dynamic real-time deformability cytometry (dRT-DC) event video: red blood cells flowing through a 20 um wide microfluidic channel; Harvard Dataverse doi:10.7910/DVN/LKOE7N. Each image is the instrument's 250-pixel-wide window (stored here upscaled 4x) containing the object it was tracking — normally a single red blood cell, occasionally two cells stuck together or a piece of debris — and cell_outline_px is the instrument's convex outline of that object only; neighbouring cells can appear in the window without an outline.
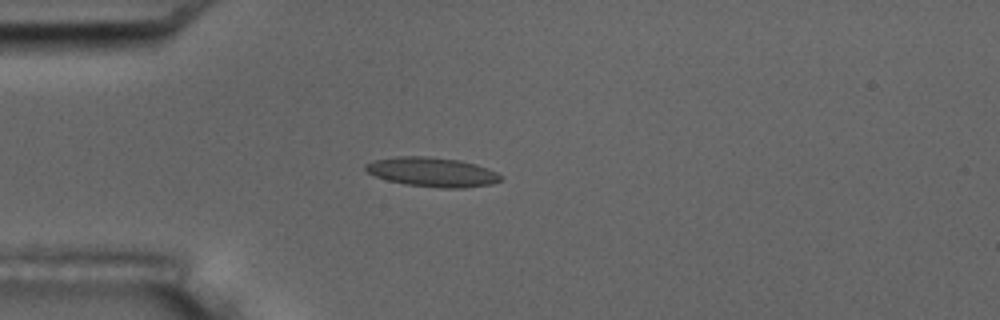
{"species": "common noctule bat (a hibernating species)", "species_latin": "Nyctalus noctula", "temperature_condition": "room temperature", "stored_images_in_passage": 2, "camera_frame_rate_fps": 3000, "um_per_image_px": 0.085, "animal": {"sex": "male", "body_mass_g": 17.5, "forearm_length_mm": 52.3}, "frame": {"image": 1, "passage_image": 2, "time_ms": 2.0, "image_size_px": [1000, 320], "cell_outline_px": [[504, 176], [500, 180], [492, 184], [464, 188], [440, 188], [404, 184], [388, 180], [376, 176], [368, 172], [364, 168], [364, 164], [372, 160], [396, 156], [428, 156], [460, 160], [476, 164], [488, 168]], "centroid_in_image_um": [36.74, 14.62], "position_along_channel_um": 48.3, "area_um2": 23.35}}